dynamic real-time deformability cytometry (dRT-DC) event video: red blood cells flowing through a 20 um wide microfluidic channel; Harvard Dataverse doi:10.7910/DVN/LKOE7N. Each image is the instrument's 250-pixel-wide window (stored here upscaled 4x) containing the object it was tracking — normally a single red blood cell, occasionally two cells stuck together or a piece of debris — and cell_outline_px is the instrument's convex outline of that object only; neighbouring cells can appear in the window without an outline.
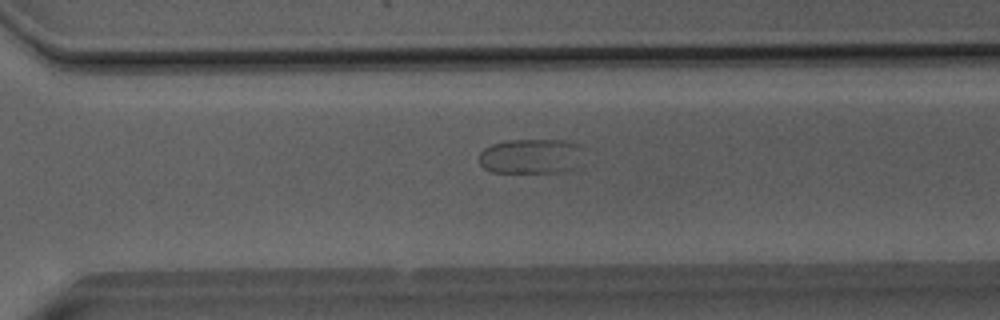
{"species": "Egyptian fruit bat (a non-hibernating species)", "species_latin": "Rousettus aegyptiacus", "temperature_condition": "room temperature", "stored_images_in_passage": 45, "camera_frame_rate_fps": 3000, "um_per_image_px": 0.085, "animal": {"sex": "male"}, "frame": {"image": 1, "passage_image": 37, "time_ms": 12.0, "image_size_px": [1000, 320], "cell_outline_px": [[580, 148], [572, 168], [564, 172], [492, 172], [484, 168], [480, 164], [480, 152], [484, 148], [492, 144], [508, 140], [568, 140], [580, 144]], "centroid_in_image_um": [45.05, 13.27], "position_along_channel_um": 325.6, "area_um2": 20.87}}
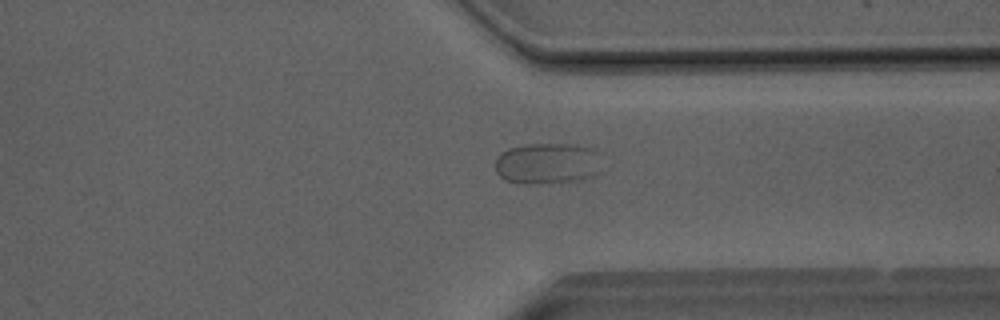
{"frame": {"image": 2, "passage_image": 40, "time_ms": 13.0, "image_size_px": [1000, 320], "cell_outline_px": [[600, 152], [596, 176], [584, 180], [532, 184], [520, 184], [504, 180], [496, 172], [496, 160], [508, 148], [528, 144], [576, 144]], "centroid_in_image_um": [46.53, 13.91], "position_along_channel_um": 364.9, "area_um2": 25.66}}